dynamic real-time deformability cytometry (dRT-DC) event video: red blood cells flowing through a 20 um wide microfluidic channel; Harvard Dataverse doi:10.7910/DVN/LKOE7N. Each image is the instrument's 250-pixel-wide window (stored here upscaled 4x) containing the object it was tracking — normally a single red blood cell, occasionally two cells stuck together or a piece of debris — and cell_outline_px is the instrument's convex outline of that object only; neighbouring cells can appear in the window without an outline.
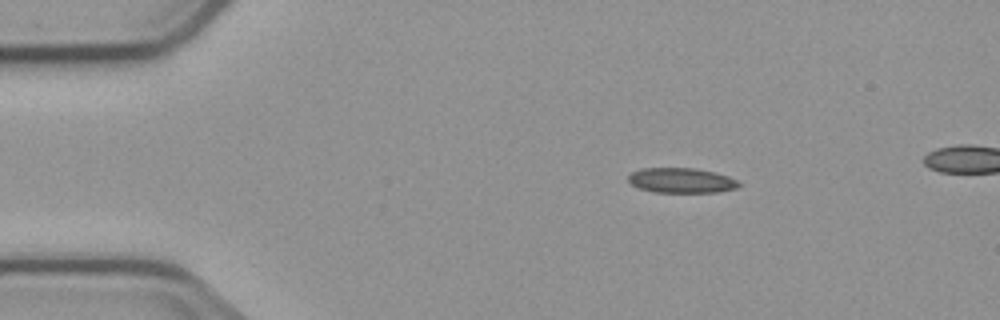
{"species": "common noctule bat (a hibernating species)", "species_latin": "Nyctalus noctula", "temperature_condition": "cold", "stored_images_in_passage": 3, "camera_frame_rate_fps": 3000, "um_per_image_px": 0.085, "animal": {"sex": "male", "body_mass_g": 23.1, "forearm_length_mm": 52.7}, "frame": {"image": 1, "passage_image": 1, "time_ms": 0.0, "image_size_px": [1000, 320], "cell_outline_px": [[744, 184], [736, 188], [720, 192], [652, 192], [640, 188], [632, 184], [628, 180], [628, 176], [632, 172], [640, 168], [692, 168], [712, 172], [728, 176]], "centroid_in_image_um": [57.92, 15.34], "position_along_channel_um": 27.1, "area_um2": 16.07}}